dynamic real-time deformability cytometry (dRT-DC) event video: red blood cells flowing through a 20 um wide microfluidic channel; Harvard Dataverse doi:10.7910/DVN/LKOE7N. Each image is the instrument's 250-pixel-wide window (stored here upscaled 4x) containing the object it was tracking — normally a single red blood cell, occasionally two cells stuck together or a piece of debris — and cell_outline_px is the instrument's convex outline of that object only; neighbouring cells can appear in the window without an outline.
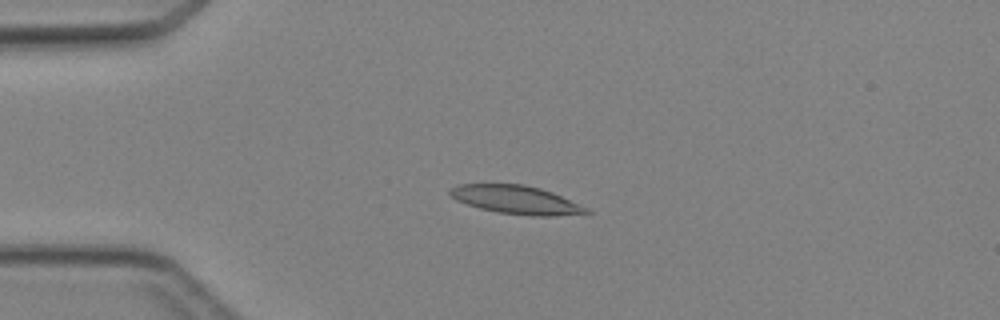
{"species": "Egyptian fruit bat (a non-hibernating species)", "species_latin": "Rousettus aegyptiacus", "temperature_condition": "cold", "stored_images_in_passage": 47, "camera_frame_rate_fps": 3000, "um_per_image_px": 0.085, "animal": {"sex": "female"}, "frame": {"image": 1, "passage_image": 12, "time_ms": 3.667, "image_size_px": [1000, 320], "cell_outline_px": [[592, 212], [552, 216], [532, 216], [496, 212], [480, 208], [456, 200], [448, 192], [452, 188], [460, 184], [524, 184], [540, 188], [552, 192], [588, 208]], "centroid_in_image_um": [43.87, 16.98], "position_along_channel_um": 41.1, "area_um2": 22.31}}
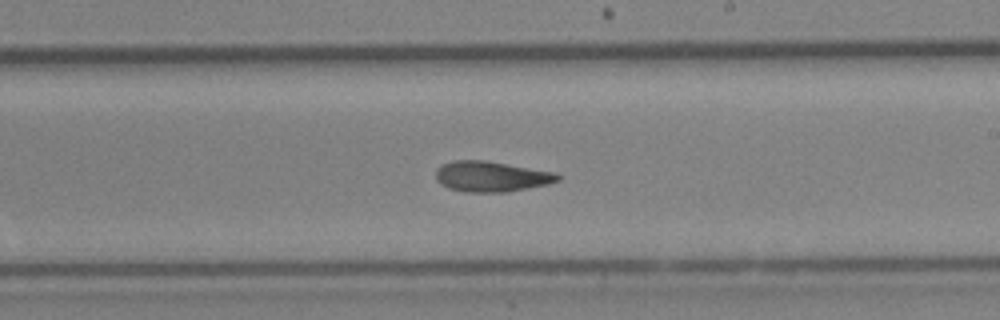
{"frame": {"image": 2, "passage_image": 28, "time_ms": 9.0, "image_size_px": [1000, 320], "cell_outline_px": [[564, 176], [560, 180], [548, 184], [528, 188], [504, 192], [464, 192], [448, 188], [440, 184], [436, 180], [436, 168], [440, 164], [452, 160], [484, 160], [556, 172]], "centroid_in_image_um": [41.75, 15.0], "position_along_channel_um": 247.2, "area_um2": 21.96}}
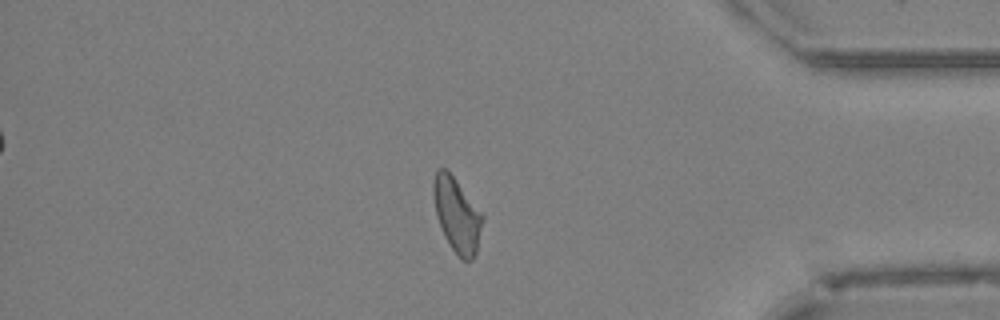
{"frame": {"image": 3, "passage_image": 40, "time_ms": 13.0, "image_size_px": [1000, 320], "cell_outline_px": [[484, 216], [476, 252], [472, 260], [460, 260], [444, 236], [436, 216], [432, 196], [432, 180], [436, 168], [444, 168], [456, 180]], "centroid_in_image_um": [38.8, 18.26], "position_along_channel_um": 396.4, "area_um2": 21.27}}